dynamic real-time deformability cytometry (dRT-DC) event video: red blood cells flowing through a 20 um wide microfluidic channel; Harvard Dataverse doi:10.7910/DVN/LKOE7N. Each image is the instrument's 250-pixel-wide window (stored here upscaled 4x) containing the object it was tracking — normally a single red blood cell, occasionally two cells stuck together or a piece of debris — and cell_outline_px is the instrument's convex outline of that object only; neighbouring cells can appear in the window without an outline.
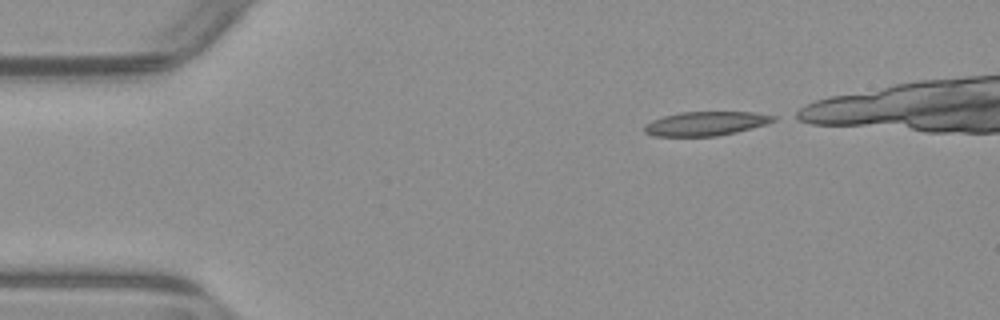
{"species": "common noctule bat (a hibernating species)", "species_latin": "Nyctalus noctula", "temperature_condition": "warm", "stored_images_in_passage": 4, "camera_frame_rate_fps": 3000, "um_per_image_px": 0.085, "animal": {"sex": "male", "body_mass_g": 23.1, "forearm_length_mm": 52.7}, "frame": {"image": 1, "passage_image": 1, "time_ms": 0.0, "image_size_px": [1000, 320], "cell_outline_px": [[776, 120], [752, 128], [736, 132], [716, 136], [652, 136], [644, 132], [644, 128], [652, 120], [664, 116], [684, 112], [752, 112], [776, 116]], "centroid_in_image_um": [59.99, 10.51], "position_along_channel_um": 25.0, "area_um2": 17.86}}